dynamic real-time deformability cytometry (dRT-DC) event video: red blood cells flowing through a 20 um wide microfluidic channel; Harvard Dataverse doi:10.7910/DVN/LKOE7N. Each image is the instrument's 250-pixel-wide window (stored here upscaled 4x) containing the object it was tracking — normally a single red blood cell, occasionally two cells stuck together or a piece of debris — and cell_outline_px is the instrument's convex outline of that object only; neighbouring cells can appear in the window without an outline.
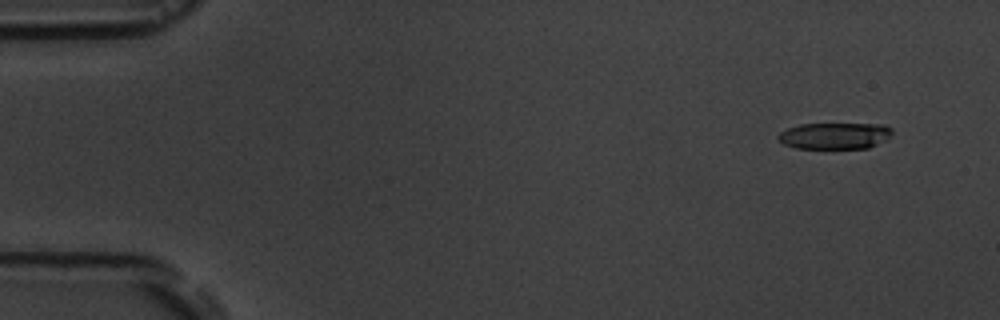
{"species": "common noctule bat (a hibernating species)", "species_latin": "Nyctalus noctula", "temperature_condition": "room temperature", "stored_images_in_passage": 5, "camera_frame_rate_fps": 3000, "um_per_image_px": 0.085, "animal": {"sex": "male", "body_mass_g": 19.5, "forearm_length_mm": 54.6}, "frame": {"image": 1, "passage_image": 2, "time_ms": 1.0, "image_size_px": [1000, 320], "cell_outline_px": [[892, 132], [884, 140], [868, 148], [796, 148], [784, 144], [776, 136], [780, 132], [788, 128], [800, 124], [884, 124], [892, 128]], "centroid_in_image_um": [70.94, 11.53], "position_along_channel_um": 14.1, "area_um2": 17.4}}
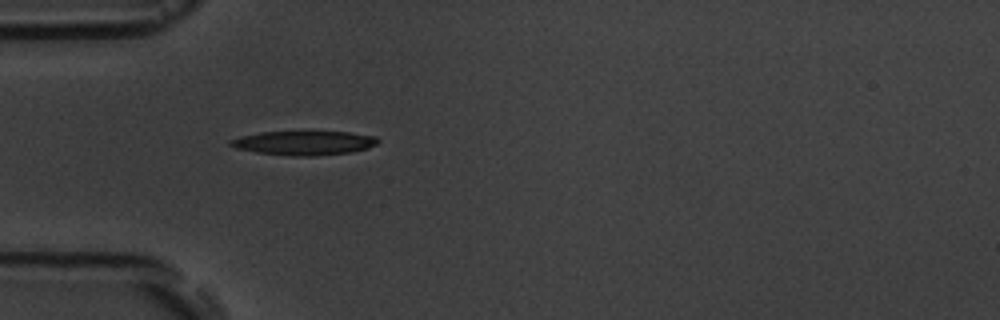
{"frame": {"image": 2, "passage_image": 5, "time_ms": 5.333, "image_size_px": [1000, 320], "cell_outline_px": [[380, 140], [376, 144], [368, 148], [352, 152], [316, 156], [292, 156], [256, 152], [236, 148], [228, 144], [228, 140], [260, 132], [348, 132], [376, 136]], "centroid_in_image_um": [25.87, 12.16], "position_along_channel_um": 59.1, "area_um2": 20.69}}